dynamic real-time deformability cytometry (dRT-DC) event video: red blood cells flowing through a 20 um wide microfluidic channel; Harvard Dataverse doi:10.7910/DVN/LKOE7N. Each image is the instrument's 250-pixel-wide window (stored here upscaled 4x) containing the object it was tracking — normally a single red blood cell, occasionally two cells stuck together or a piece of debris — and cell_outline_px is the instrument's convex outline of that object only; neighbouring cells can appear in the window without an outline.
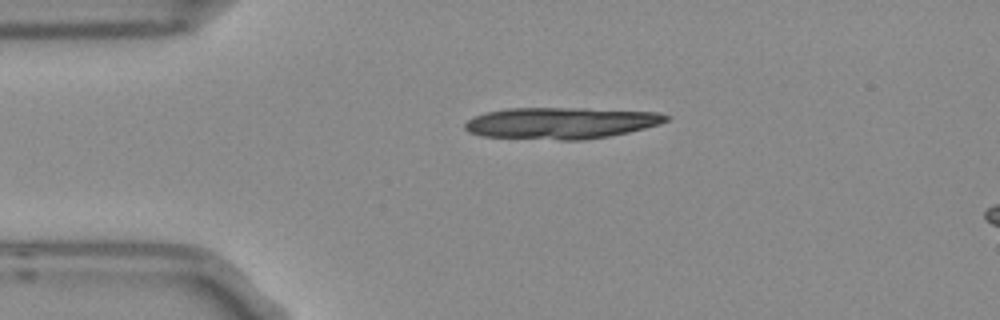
{"species": "Egyptian fruit bat (a non-hibernating species)", "species_latin": "Rousettus aegyptiacus", "temperature_condition": "room temperature", "stored_images_in_passage": 3, "camera_frame_rate_fps": 3000, "um_per_image_px": 0.085, "frame": {"image": 1, "passage_image": 1, "time_ms": 0.0, "image_size_px": [1000, 320], "cell_outline_px": [[672, 116], [668, 120], [660, 124], [628, 132], [608, 136], [584, 140], [560, 140], [480, 136], [468, 132], [464, 128], [464, 124], [468, 120], [476, 116], [488, 112], [508, 108], [588, 108], [660, 112]], "centroid_in_image_um": [47.72, 10.45], "position_along_channel_um": 37.3, "area_um2": 37.11}}